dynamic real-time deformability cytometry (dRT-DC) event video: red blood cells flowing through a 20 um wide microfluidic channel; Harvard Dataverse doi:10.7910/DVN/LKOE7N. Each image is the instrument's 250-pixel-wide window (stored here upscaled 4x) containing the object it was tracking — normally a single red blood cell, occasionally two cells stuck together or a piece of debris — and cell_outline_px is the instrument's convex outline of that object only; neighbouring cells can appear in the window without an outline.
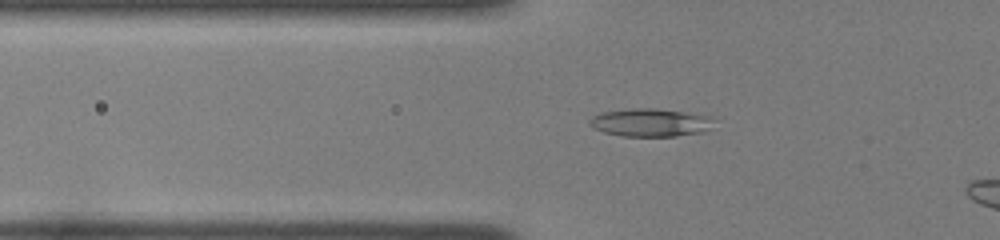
{"species": "common noctule bat (a hibernating species)", "species_latin": "Nyctalus noctula", "temperature_condition": "room temperature", "stored_images_in_passage": 35, "camera_frame_rate_fps": 3000, "um_per_image_px": 0.085, "animal": {"sex": "female", "body_mass_g": 22.0, "forearm_length_mm": 56.7}, "frame": {"image": 1, "passage_image": 5, "time_ms": 1.333, "image_size_px": [1000, 240], "cell_outline_px": [[708, 128], [704, 132], [676, 136], [620, 136], [604, 132], [592, 128], [588, 124], [588, 120], [592, 116], [604, 112], [632, 108], [656, 108], [684, 112], [708, 116]], "centroid_in_image_um": [55.16, 10.42], "position_along_channel_um": 70.6, "area_um2": 20.0}}
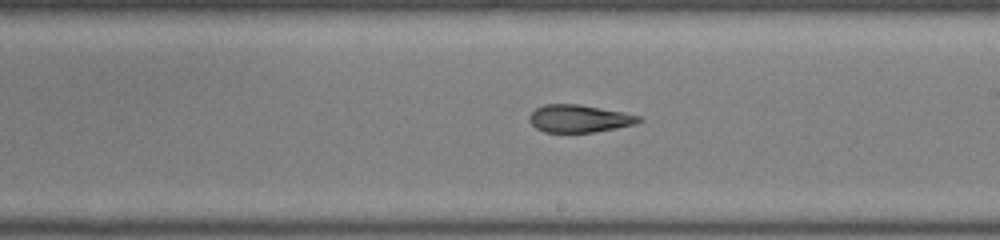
{"frame": {"image": 2, "passage_image": 18, "time_ms": 5.667, "image_size_px": [1000, 240], "cell_outline_px": [[644, 120], [636, 124], [616, 128], [592, 132], [544, 132], [536, 128], [528, 120], [528, 116], [536, 108], [544, 104], [580, 104], [640, 116]], "centroid_in_image_um": [49.21, 10.08], "position_along_channel_um": 239.8, "area_um2": 17.51}}
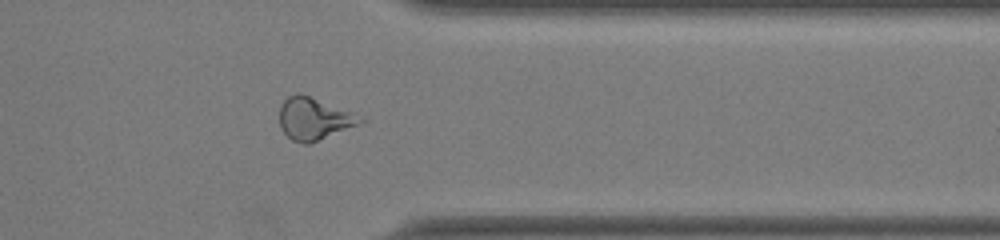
{"frame": {"image": 3, "passage_image": 29, "time_ms": 9.333, "image_size_px": [1000, 240], "cell_outline_px": [[364, 120], [360, 124], [308, 144], [304, 144], [292, 140], [284, 132], [280, 124], [280, 104], [288, 96], [296, 92], [300, 92], [364, 116]], "centroid_in_image_um": [26.7, 10.06], "position_along_channel_um": 384.7, "area_um2": 19.94}}